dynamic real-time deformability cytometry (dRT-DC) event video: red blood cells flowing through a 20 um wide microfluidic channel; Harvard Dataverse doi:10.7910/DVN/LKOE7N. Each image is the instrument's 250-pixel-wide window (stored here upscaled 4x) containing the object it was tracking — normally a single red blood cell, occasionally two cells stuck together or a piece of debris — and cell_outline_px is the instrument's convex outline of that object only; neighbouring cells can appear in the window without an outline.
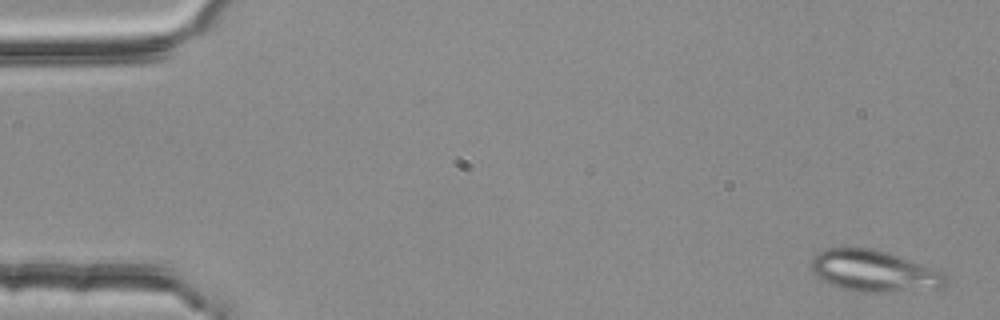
{"species": "common noctule bat (a hibernating species)", "species_latin": "Nyctalus noctula", "temperature_condition": "room temperature", "stored_images_in_passage": 5, "camera_frame_rate_fps": 3000, "um_per_image_px": 0.085, "animal": {"sex": "female", "body_mass_g": 25.1}, "frame": {"image": 1, "passage_image": 1, "time_ms": 0.0, "image_size_px": [1000, 320], "cell_outline_px": [[948, 284], [940, 288], [884, 292], [856, 292], [840, 288], [816, 276], [812, 272], [812, 256], [816, 252], [824, 248], [844, 244], [872, 248], [944, 272], [948, 276]], "centroid_in_image_um": [74.23, 23.0], "position_along_channel_um": 10.8, "area_um2": 33.0}}